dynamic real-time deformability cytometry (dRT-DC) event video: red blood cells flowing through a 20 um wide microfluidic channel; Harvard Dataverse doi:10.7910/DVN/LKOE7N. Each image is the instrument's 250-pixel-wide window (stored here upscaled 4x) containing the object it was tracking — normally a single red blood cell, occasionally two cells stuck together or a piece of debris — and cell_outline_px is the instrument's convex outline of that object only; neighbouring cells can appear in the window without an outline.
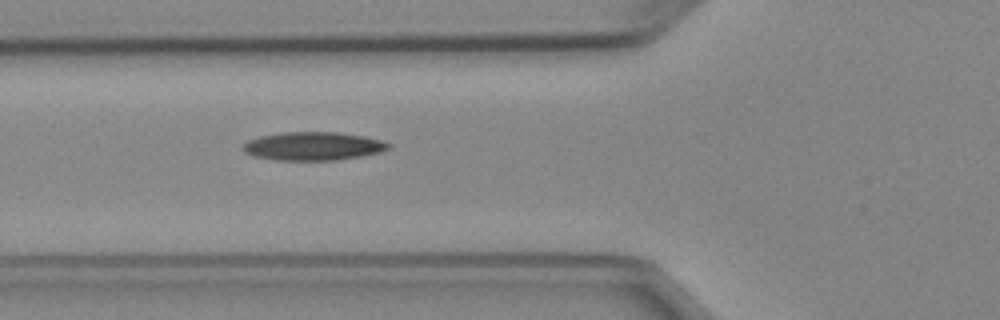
{"species": "Egyptian fruit bat (a non-hibernating species)", "species_latin": "Rousettus aegyptiacus", "temperature_condition": "cold", "stored_images_in_passage": 5, "camera_frame_rate_fps": 3000, "um_per_image_px": 0.085, "animal": {"sex": "female"}, "frame": {"image": 1, "passage_image": 5, "time_ms": 4.667, "image_size_px": [1000, 320], "cell_outline_px": [[392, 148], [380, 152], [360, 156], [336, 160], [276, 160], [252, 156], [244, 152], [240, 148], [248, 140], [260, 136], [284, 132], [336, 132], [364, 136], [384, 140], [392, 144]], "centroid_in_image_um": [26.63, 12.42], "position_along_channel_um": 99.2, "area_um2": 24.28}}